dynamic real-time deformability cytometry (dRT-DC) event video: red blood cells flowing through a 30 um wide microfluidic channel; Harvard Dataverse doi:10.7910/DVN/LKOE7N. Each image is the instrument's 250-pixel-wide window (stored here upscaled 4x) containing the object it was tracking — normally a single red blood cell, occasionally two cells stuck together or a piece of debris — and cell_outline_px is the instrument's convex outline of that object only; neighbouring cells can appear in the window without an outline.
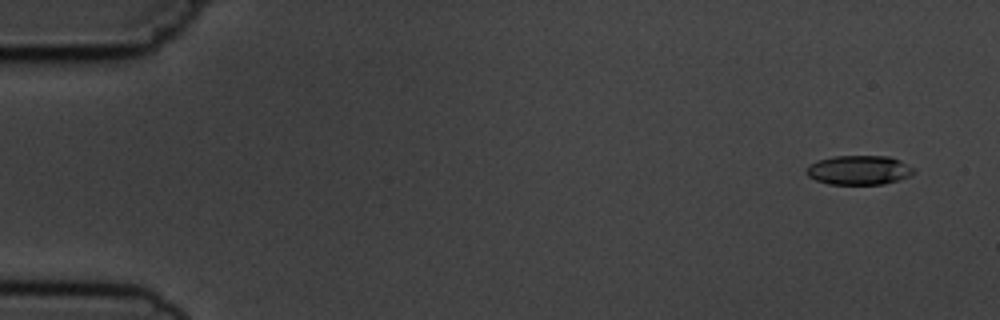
{"species": "common noctule bat (a hibernating species)", "species_latin": "Nyctalus noctula", "temperature_condition": "cold", "stored_images_in_passage": 4, "camera_frame_rate_fps": 3000, "um_per_image_px": 0.085, "animal": {"sex": "male", "body_mass_g": 19.5, "forearm_length_mm": 54.6}, "frame": {"image": 1, "passage_image": 1, "time_ms": 0.0, "image_size_px": [1000, 320], "cell_outline_px": [[916, 172], [912, 176], [884, 184], [828, 184], [816, 180], [808, 176], [804, 172], [804, 168], [808, 164], [816, 160], [832, 156], [888, 156], [900, 160], [912, 168]], "centroid_in_image_um": [72.96, 14.45], "position_along_channel_um": 12.0, "area_um2": 18.61}}
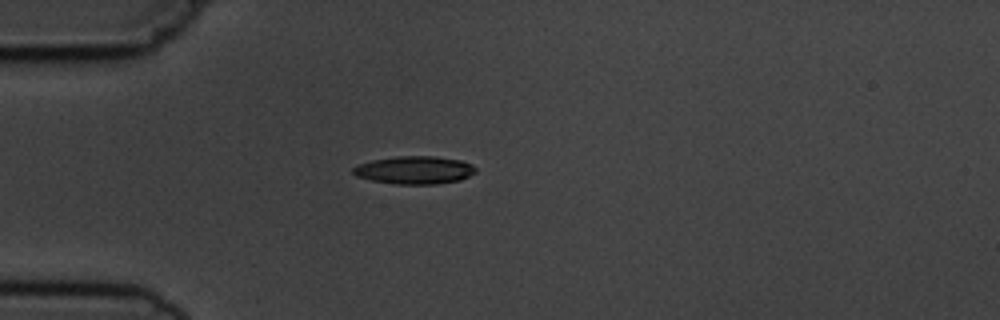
{"frame": {"image": 2, "passage_image": 4, "time_ms": 4.0, "image_size_px": [1000, 320], "cell_outline_px": [[476, 172], [460, 180], [436, 184], [396, 184], [372, 180], [356, 176], [352, 172], [352, 168], [356, 164], [372, 160], [396, 156], [432, 156], [460, 160], [472, 164], [476, 168]], "centroid_in_image_um": [35.21, 14.45], "position_along_channel_um": 49.8, "area_um2": 19.94}}